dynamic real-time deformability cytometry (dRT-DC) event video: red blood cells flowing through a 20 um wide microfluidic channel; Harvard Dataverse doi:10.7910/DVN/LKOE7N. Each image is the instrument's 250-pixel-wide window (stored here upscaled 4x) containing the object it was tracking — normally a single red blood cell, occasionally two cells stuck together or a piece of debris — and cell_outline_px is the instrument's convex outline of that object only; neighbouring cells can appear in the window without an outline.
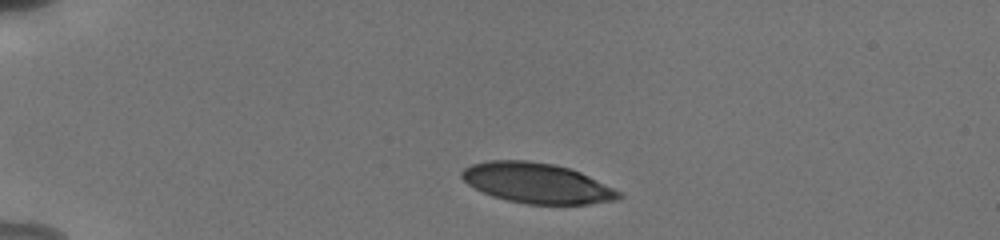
{"species": "human", "species_latin": "Homo sapiens", "temperature_condition": "cold", "stored_images_in_passage": 61, "camera_frame_rate_fps": 3000, "um_per_image_px": 0.085, "donor": {"sex": "male"}, "frame": {"image": 1, "passage_image": 1, "time_ms": 0.0, "image_size_px": [1000, 240], "cell_outline_px": [[624, 196], [620, 200], [588, 204], [528, 204], [508, 200], [492, 196], [468, 184], [460, 176], [460, 172], [464, 168], [472, 164], [488, 160], [528, 160], [552, 164], [568, 168], [580, 172], [620, 192]], "centroid_in_image_um": [45.63, 15.56], "position_along_channel_um": 39.4, "area_um2": 36.59}}
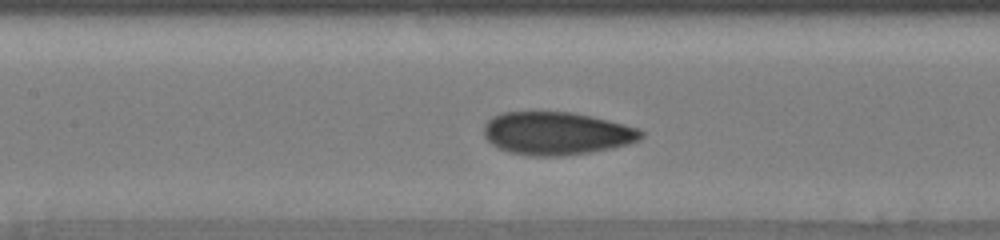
{"frame": {"image": 2, "passage_image": 21, "time_ms": 4.667, "image_size_px": [1000, 240], "cell_outline_px": [[644, 136], [640, 140], [628, 144], [592, 152], [560, 156], [528, 156], [508, 152], [492, 144], [484, 136], [484, 124], [492, 116], [504, 112], [572, 112], [592, 116], [640, 128], [644, 132]], "centroid_in_image_um": [47.32, 11.34], "position_along_channel_um": 160.1, "area_um2": 39.54}}
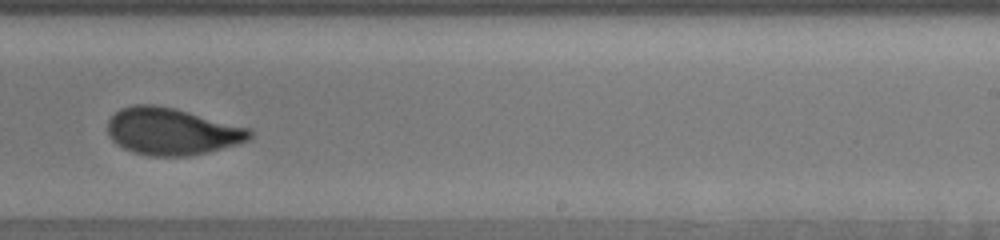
{"frame": {"image": 3, "passage_image": 32, "time_ms": 7.667, "image_size_px": [1000, 240], "cell_outline_px": [[252, 136], [248, 140], [236, 144], [208, 152], [188, 156], [148, 156], [132, 152], [116, 144], [108, 136], [108, 120], [120, 108], [132, 104], [152, 104], [176, 108], [252, 128]], "centroid_in_image_um": [14.6, 11.16], "position_along_channel_um": 274.4, "area_um2": 39.3}, "authors_computed_cell_mechanics": {"area_um2": 38.3214, "velocity_mm_per_s": 3.8269, "shape_relaxation_time_tau1_ms": 4.2038, "shape_relaxation_time_tau2_ms": 1.159, "deformation_change_tau1": 0.1428, "deformation_change_tau2": 0.0643}}